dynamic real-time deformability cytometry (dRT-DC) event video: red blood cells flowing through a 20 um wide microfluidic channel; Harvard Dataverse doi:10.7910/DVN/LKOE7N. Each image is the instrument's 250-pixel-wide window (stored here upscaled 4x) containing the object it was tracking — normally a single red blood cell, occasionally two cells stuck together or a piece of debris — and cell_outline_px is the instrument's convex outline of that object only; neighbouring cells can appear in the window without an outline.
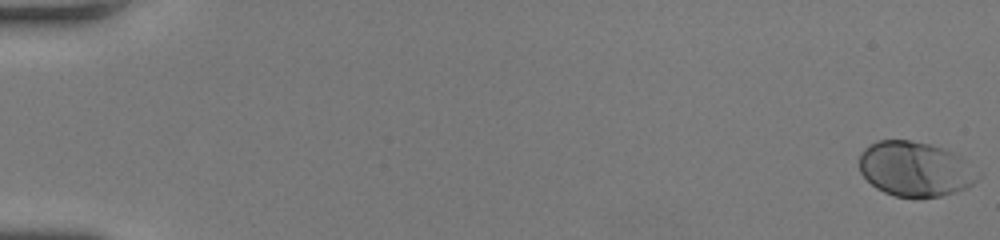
{"species": "human", "species_latin": "Homo sapiens", "temperature_condition": "room temperature", "stored_images_in_passage": 51, "camera_frame_rate_fps": 3000, "um_per_image_px": 0.085, "donor": {"sex": "female"}, "frame": {"image": 1, "passage_image": 1, "time_ms": 0.0, "image_size_px": [1000, 240], "cell_outline_px": [[980, 176], [968, 188], [956, 192], [940, 196], [896, 196], [884, 192], [876, 188], [860, 172], [860, 152], [864, 148], [876, 140], [908, 140], [928, 144], [952, 152], [960, 156], [980, 172]], "centroid_in_image_um": [77.79, 14.36], "position_along_channel_um": 7.2, "area_um2": 37.63}}
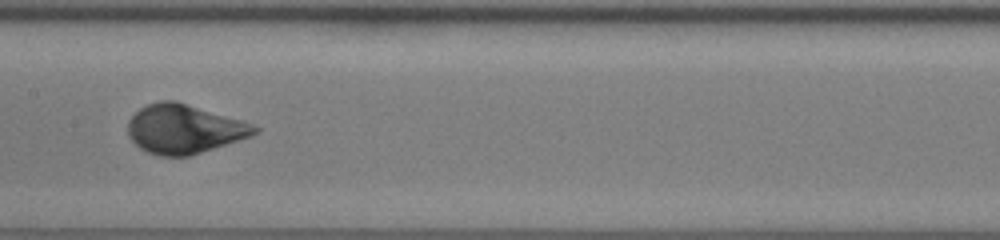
{"frame": {"image": 2, "passage_image": 28, "time_ms": 9.0, "image_size_px": [1000, 240], "cell_outline_px": [[260, 132], [252, 136], [188, 156], [160, 156], [148, 152], [140, 148], [128, 136], [128, 120], [140, 108], [148, 104], [160, 100], [176, 100], [240, 120], [252, 124], [260, 128]], "centroid_in_image_um": [15.64, 10.96], "position_along_channel_um": 191.8, "area_um2": 36.01}}
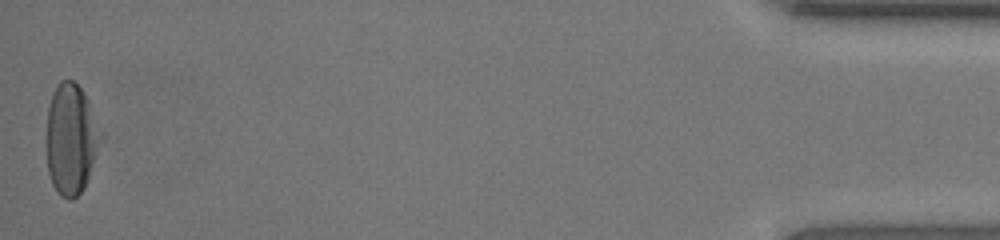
{"frame": {"image": 3, "passage_image": 51, "time_ms": 16.667, "image_size_px": [1000, 240], "cell_outline_px": [[104, 136], [88, 180], [84, 188], [72, 200], [68, 200], [60, 196], [56, 192], [52, 184], [48, 172], [48, 108], [52, 92], [60, 80], [72, 80], [80, 88], [88, 100], [104, 132]], "centroid_in_image_um": [6.09, 11.84], "position_along_channel_um": 429.1, "area_um2": 35.32}, "authors_computed_cell_mechanics": {"area_um2": 35.6626, "velocity_mm_per_s": 4.2485, "shape_relaxation_time_tau1_ms": 3.312, "shape_relaxation_time_tau2_ms": null, "deformation_change_tau1": 0.191, "deformation_change_tau2": null}}